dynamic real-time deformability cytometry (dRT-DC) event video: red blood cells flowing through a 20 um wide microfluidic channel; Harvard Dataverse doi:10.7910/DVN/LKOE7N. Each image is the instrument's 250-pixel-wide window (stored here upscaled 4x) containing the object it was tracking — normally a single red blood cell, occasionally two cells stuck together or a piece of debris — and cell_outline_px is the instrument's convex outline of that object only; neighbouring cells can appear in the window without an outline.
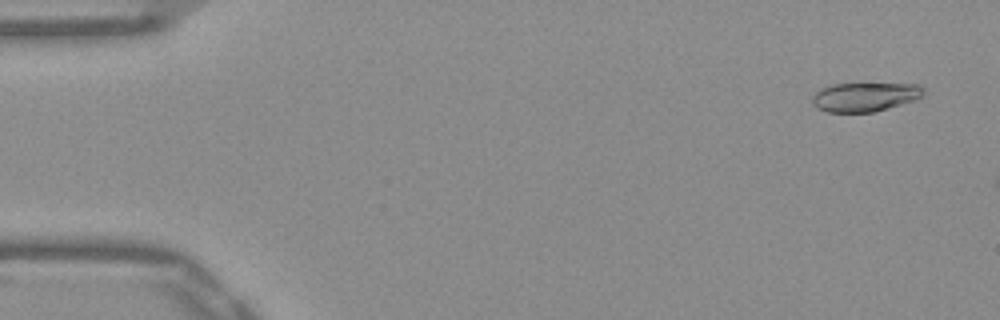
{"species": "Egyptian fruit bat (a non-hibernating species)", "species_latin": "Rousettus aegyptiacus", "temperature_condition": "warm", "stored_images_in_passage": 9, "camera_frame_rate_fps": 3000, "um_per_image_px": 0.085, "frame": {"image": 1, "passage_image": 3, "time_ms": 0.667, "image_size_px": [1000, 320], "cell_outline_px": [[924, 96], [916, 100], [872, 112], [828, 112], [816, 108], [812, 104], [812, 96], [820, 88], [832, 84], [920, 84], [924, 88]], "centroid_in_image_um": [73.51, 8.23], "position_along_channel_um": 11.5, "area_um2": 18.9}}